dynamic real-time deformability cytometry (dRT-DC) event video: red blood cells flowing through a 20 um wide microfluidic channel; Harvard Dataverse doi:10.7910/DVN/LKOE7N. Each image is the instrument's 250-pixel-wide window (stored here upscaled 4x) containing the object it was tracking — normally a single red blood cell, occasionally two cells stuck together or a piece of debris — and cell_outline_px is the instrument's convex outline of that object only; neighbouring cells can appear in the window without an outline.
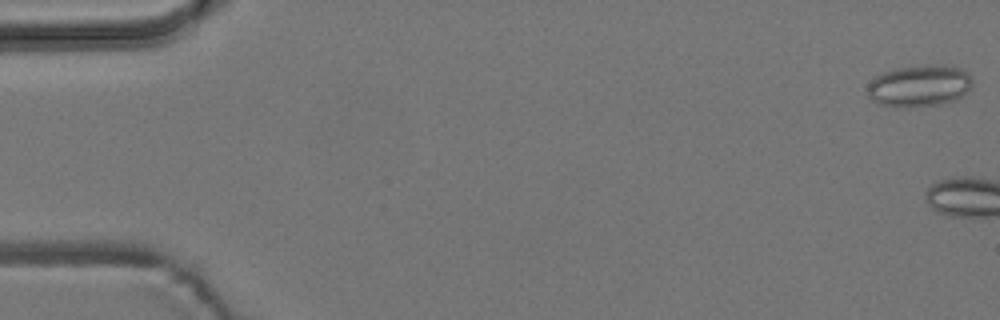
{"species": "common noctule bat (a hibernating species)", "species_latin": "Nyctalus noctula", "temperature_condition": "room temperature", "stored_images_in_passage": 6, "camera_frame_rate_fps": 3000, "um_per_image_px": 0.085, "animal": {"sex": "male", "body_mass_g": 19.2, "forearm_length_mm": 51.8}, "frame": {"image": 1, "passage_image": 1, "time_ms": 0.0, "image_size_px": [1000, 320], "cell_outline_px": [[972, 84], [956, 100], [940, 104], [912, 108], [900, 108], [880, 104], [872, 100], [868, 96], [868, 84], [876, 76], [884, 72], [900, 68], [940, 64], [944, 64], [960, 68], [972, 80]], "centroid_in_image_um": [78.11, 7.32], "position_along_channel_um": 6.9, "area_um2": 25.32}}